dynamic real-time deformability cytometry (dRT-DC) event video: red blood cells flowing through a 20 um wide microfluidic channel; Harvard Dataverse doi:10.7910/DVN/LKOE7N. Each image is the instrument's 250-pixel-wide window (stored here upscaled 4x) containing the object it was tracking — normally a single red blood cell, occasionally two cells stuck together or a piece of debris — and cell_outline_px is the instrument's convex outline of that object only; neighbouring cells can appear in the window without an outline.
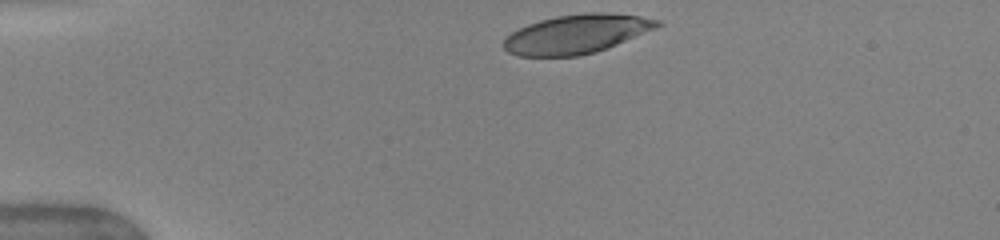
{"species": "human", "species_latin": "Homo sapiens", "temperature_condition": "warm", "stored_images_in_passage": 35, "camera_frame_rate_fps": 3000, "um_per_image_px": 0.085, "donor": {"sex": "female"}, "frame": {"image": 1, "passage_image": 1, "time_ms": 0.0, "image_size_px": [1000, 240], "cell_outline_px": [[664, 24], [656, 28], [596, 52], [580, 56], [520, 56], [508, 52], [504, 48], [504, 40], [512, 32], [528, 24], [540, 20], [556, 16], [584, 12], [604, 12], [640, 16], [660, 20]], "centroid_in_image_um": [49.02, 2.88], "position_along_channel_um": 36.0, "area_um2": 34.74}}
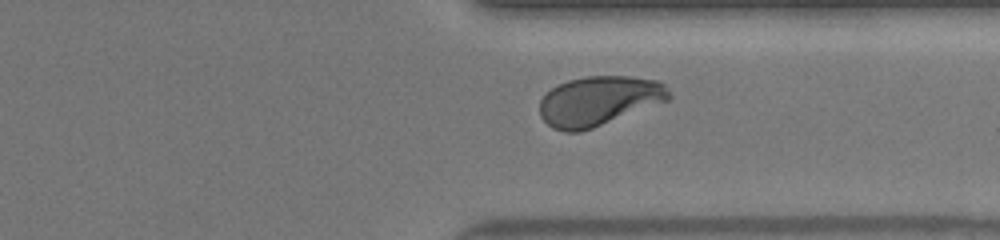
{"frame": {"image": 2, "passage_image": 29, "time_ms": 9.333, "image_size_px": [1000, 240], "cell_outline_px": [[672, 96], [668, 100], [592, 128], [580, 132], [564, 132], [552, 128], [540, 116], [540, 100], [552, 88], [568, 80], [584, 76], [628, 76], [660, 80], [664, 84]], "centroid_in_image_um": [50.9, 8.57], "position_along_channel_um": 360.5, "area_um2": 37.17}, "authors_computed_cell_mechanics": {"area_um2": 37.1654, "velocity_mm_per_s": 4.0373, "shape_relaxation_time_tau1_ms": 3.1473, "shape_relaxation_time_tau2_ms": null, "deformation_change_tau1": 0.1913, "deformation_change_tau2": null}}